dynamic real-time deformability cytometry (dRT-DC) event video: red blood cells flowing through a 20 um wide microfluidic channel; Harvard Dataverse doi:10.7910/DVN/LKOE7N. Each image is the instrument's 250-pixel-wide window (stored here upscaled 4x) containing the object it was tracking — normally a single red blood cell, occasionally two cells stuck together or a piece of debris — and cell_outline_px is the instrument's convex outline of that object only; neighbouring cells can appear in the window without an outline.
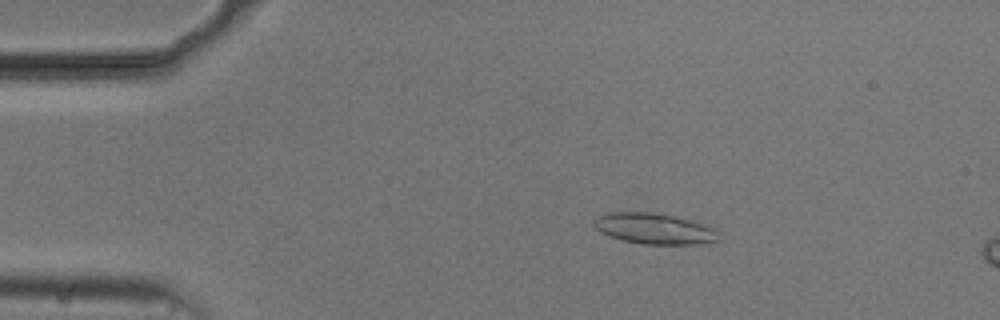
{"species": "common noctule bat (a hibernating species)", "species_latin": "Nyctalus noctula", "temperature_condition": "cold", "stored_images_in_passage": 54, "camera_frame_rate_fps": 3000, "um_per_image_px": 0.085, "animal": {"sex": "male", "body_mass_g": 20.5, "forearm_length_mm": 52.5}, "frame": {"image": 1, "passage_image": 10, "time_ms": 3.0, "image_size_px": [1000, 320], "cell_outline_px": [[720, 240], [700, 244], [644, 244], [624, 240], [600, 232], [592, 224], [592, 220], [600, 216], [612, 212], [652, 212], [692, 220], [708, 224], [716, 232]], "centroid_in_image_um": [55.64, 19.43], "position_along_channel_um": 29.4, "area_um2": 22.25}}
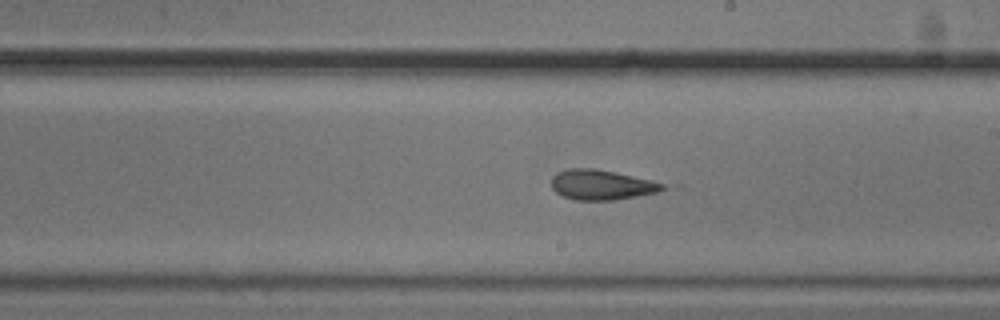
{"frame": {"image": 2, "passage_image": 31, "time_ms": 10.0, "image_size_px": [1000, 320], "cell_outline_px": [[664, 188], [656, 192], [636, 196], [612, 200], [576, 200], [564, 196], [556, 192], [552, 188], [552, 176], [556, 172], [568, 168], [596, 168], [648, 180], [664, 184]], "centroid_in_image_um": [51.04, 15.7], "position_along_channel_um": 238.0, "area_um2": 19.07}}
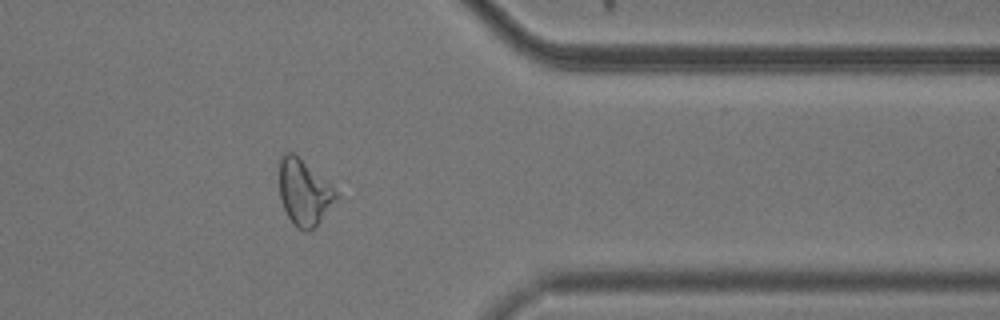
{"frame": {"image": 3, "passage_image": 44, "time_ms": 14.333, "image_size_px": [1000, 320], "cell_outline_px": [[340, 196], [316, 228], [308, 232], [304, 232], [296, 228], [292, 224], [284, 208], [280, 196], [280, 160], [284, 152], [292, 152], [328, 184]], "centroid_in_image_um": [25.85, 16.45], "position_along_channel_um": 385.6, "area_um2": 21.44}, "authors_computed_cell_mechanics": {"area_um2": 21.386, "velocity_mm_per_s": 3.7273, "shape_relaxation_time_tau1_ms": null, "shape_relaxation_time_tau2_ms": 2.9096, "deformation_change_tau1": null, "deformation_change_tau2": 0.1081}}